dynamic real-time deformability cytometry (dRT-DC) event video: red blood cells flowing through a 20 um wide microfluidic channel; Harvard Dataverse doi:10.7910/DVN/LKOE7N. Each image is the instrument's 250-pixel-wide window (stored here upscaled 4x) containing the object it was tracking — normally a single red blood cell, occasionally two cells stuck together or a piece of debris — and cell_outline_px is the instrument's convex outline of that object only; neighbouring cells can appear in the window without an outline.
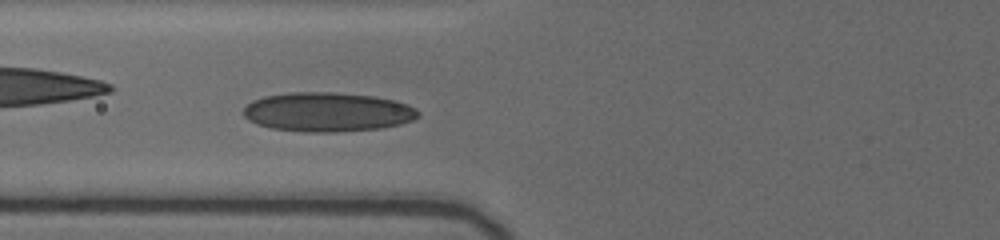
{"species": "human", "species_latin": "Homo sapiens", "temperature_condition": "cold", "stored_images_in_passage": 50, "camera_frame_rate_fps": 3000, "um_per_image_px": 0.085, "donor": {"sex": "female"}, "frame": {"image": 1, "passage_image": 13, "time_ms": 5.0, "image_size_px": [1000, 240], "cell_outline_px": [[420, 116], [412, 120], [400, 124], [380, 128], [336, 132], [304, 132], [272, 128], [256, 124], [248, 120], [244, 116], [244, 108], [252, 100], [264, 96], [292, 92], [332, 92], [372, 96], [396, 100], [408, 104], [416, 108], [420, 112]], "centroid_in_image_um": [27.85, 9.52], "position_along_channel_um": 97.9, "area_um2": 40.11}}
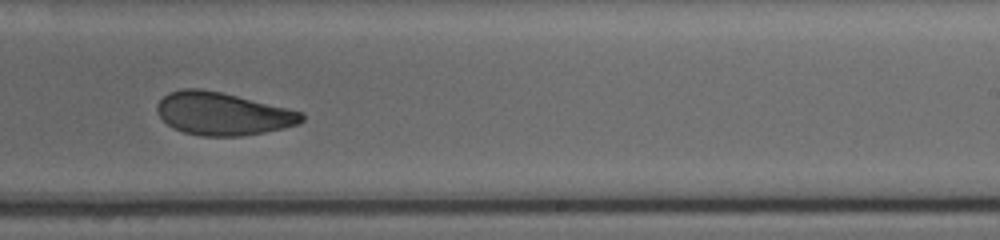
{"frame": {"image": 2, "passage_image": 22, "time_ms": 9.667, "image_size_px": [1000, 240], "cell_outline_px": [[304, 120], [296, 124], [264, 132], [240, 136], [200, 136], [184, 132], [172, 128], [160, 116], [156, 108], [156, 104], [168, 92], [180, 88], [200, 88], [220, 92], [304, 112]], "centroid_in_image_um": [18.89, 9.66], "position_along_channel_um": 270.1, "area_um2": 35.84}}
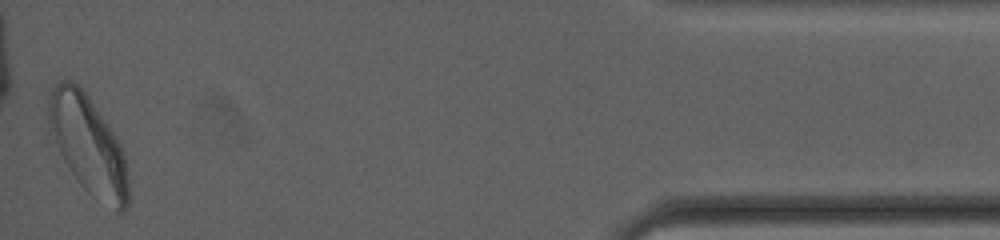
{"frame": {"image": 3, "passage_image": 50, "time_ms": 15.667, "image_size_px": [1000, 240], "cell_outline_px": [[128, 204], [120, 212], [116, 212], [92, 196], [80, 184], [68, 168], [48, 132], [48, 100], [52, 88], [60, 80], [72, 80], [88, 96], [116, 136], [124, 152], [128, 180]], "centroid_in_image_um": [7.47, 12.32], "position_along_channel_um": 427.7, "area_um2": 45.66}, "authors_computed_cell_mechanics": {"area_um2": 36.8475, "velocity_mm_per_s": 3.6812, "shape_relaxation_time_tau1_ms": 5.7847, "shape_relaxation_time_tau2_ms": 1.997, "deformation_change_tau1": 0.1288, "deformation_change_tau2": 0.0739}}